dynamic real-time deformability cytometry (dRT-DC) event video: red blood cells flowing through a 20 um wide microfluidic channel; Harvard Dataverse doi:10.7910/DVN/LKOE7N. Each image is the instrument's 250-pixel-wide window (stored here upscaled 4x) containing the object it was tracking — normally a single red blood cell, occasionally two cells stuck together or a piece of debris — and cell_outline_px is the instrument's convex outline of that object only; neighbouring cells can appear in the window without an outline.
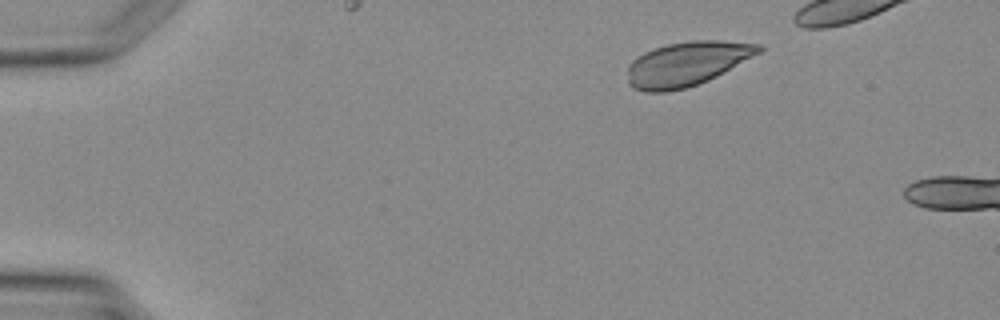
{"species": "Egyptian fruit bat (a non-hibernating species)", "species_latin": "Rousettus aegyptiacus", "temperature_condition": "warm", "stored_images_in_passage": 4, "camera_frame_rate_fps": 3000, "um_per_image_px": 0.085, "animal": {"sex": "female"}, "frame": {"image": 1, "passage_image": 2, "time_ms": 1.333, "image_size_px": [1000, 320], "cell_outline_px": [[764, 48], [760, 52], [716, 76], [708, 80], [684, 88], [668, 92], [644, 92], [632, 88], [628, 84], [628, 64], [636, 56], [644, 52], [668, 44], [688, 40], [720, 40], [760, 44]], "centroid_in_image_um": [58.33, 5.42], "position_along_channel_um": 26.7, "area_um2": 33.81}}